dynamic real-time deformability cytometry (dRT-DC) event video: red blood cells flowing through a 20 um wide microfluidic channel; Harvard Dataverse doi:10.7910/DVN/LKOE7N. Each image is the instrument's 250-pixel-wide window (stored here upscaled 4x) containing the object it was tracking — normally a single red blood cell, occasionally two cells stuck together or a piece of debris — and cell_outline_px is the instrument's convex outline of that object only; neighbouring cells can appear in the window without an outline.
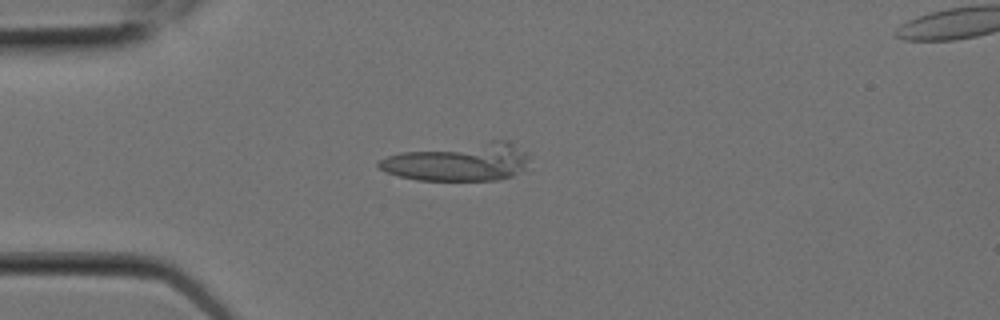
{"species": "Egyptian fruit bat (a non-hibernating species)", "species_latin": "Rousettus aegyptiacus", "temperature_condition": "room temperature", "stored_images_in_passage": 16, "camera_frame_rate_fps": 3000, "um_per_image_px": 0.085, "animal": {"sex": "female"}, "frame": {"image": 1, "passage_image": 1, "time_ms": 0.0, "image_size_px": [1000, 320], "cell_outline_px": [[528, 172], [496, 180], [416, 180], [384, 172], [376, 164], [380, 160], [388, 156], [400, 152], [492, 140], [508, 140], [528, 152]], "centroid_in_image_um": [39.07, 13.77], "position_along_channel_um": 45.9, "area_um2": 33.64}}
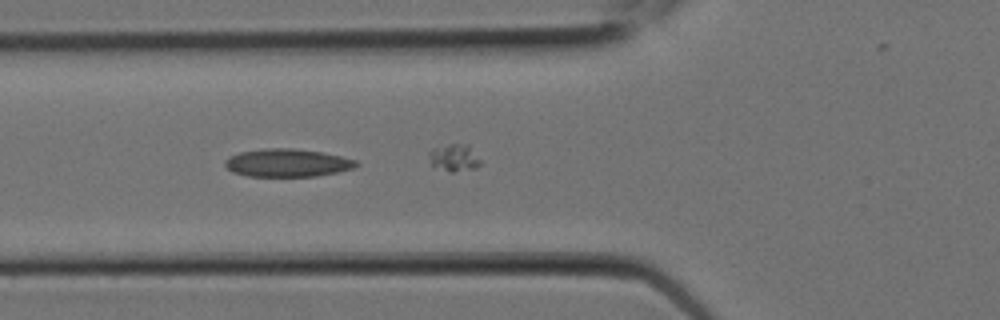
{"frame": {"image": 2, "passage_image": 3, "time_ms": 0.667, "image_size_px": [1000, 320], "cell_outline_px": [[360, 164], [356, 168], [316, 176], [248, 176], [232, 172], [224, 164], [224, 160], [228, 156], [240, 152], [264, 148], [292, 148], [324, 152], [356, 160]], "centroid_in_image_um": [24.42, 13.83], "position_along_channel_um": 101.4, "area_um2": 21.5}}
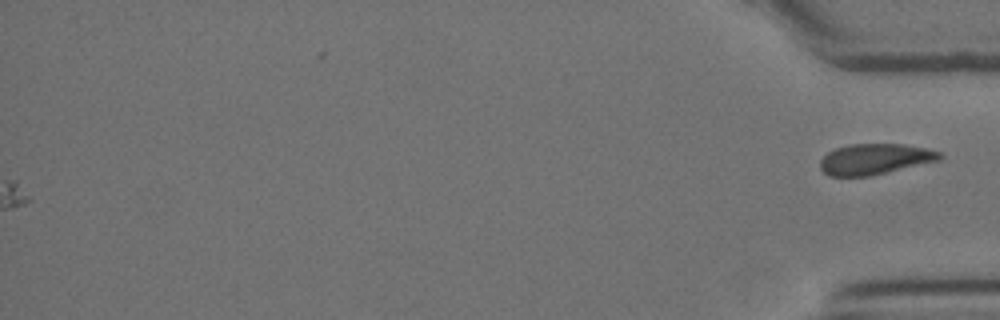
{"frame": {"image": 3, "passage_image": 16, "time_ms": 5.0, "image_size_px": [1000, 320], "cell_outline_px": [[944, 156], [940, 160], [868, 176], [828, 176], [820, 168], [820, 160], [828, 152], [836, 148], [848, 144], [904, 144], [924, 148], [940, 152]], "centroid_in_image_um": [74.34, 13.52], "position_along_channel_um": 360.9, "area_um2": 21.27}}